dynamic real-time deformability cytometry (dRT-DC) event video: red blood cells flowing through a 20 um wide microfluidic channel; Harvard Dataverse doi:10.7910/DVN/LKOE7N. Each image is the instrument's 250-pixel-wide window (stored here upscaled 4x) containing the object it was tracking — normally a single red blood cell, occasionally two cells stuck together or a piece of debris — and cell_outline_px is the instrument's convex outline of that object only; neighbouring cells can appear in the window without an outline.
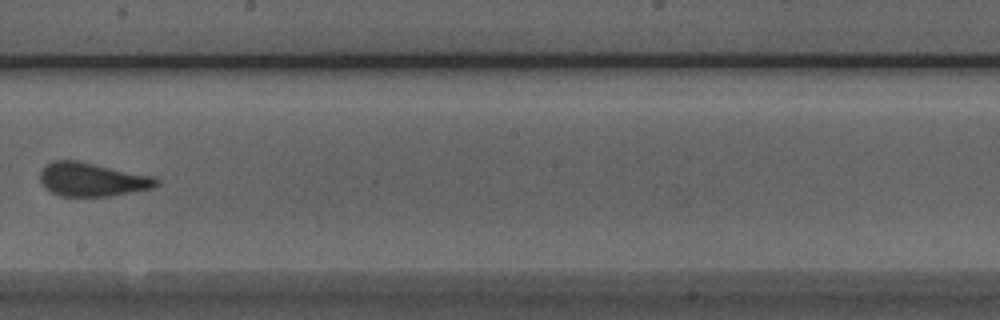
{"species": "Egyptian fruit bat (a non-hibernating species)", "species_latin": "Rousettus aegyptiacus", "temperature_condition": "room temperature", "stored_images_in_passage": 9, "camera_frame_rate_fps": 3000, "um_per_image_px": 0.085, "animal": {"sex": "male"}, "frame": {"image": 1, "passage_image": 8, "time_ms": 2.333, "image_size_px": [1000, 320], "cell_outline_px": [[160, 180], [152, 188], [108, 196], [60, 196], [44, 188], [40, 184], [40, 172], [52, 160], [76, 160], [152, 176]], "centroid_in_image_um": [7.77, 15.26], "position_along_channel_um": 240.4, "area_um2": 22.54}}
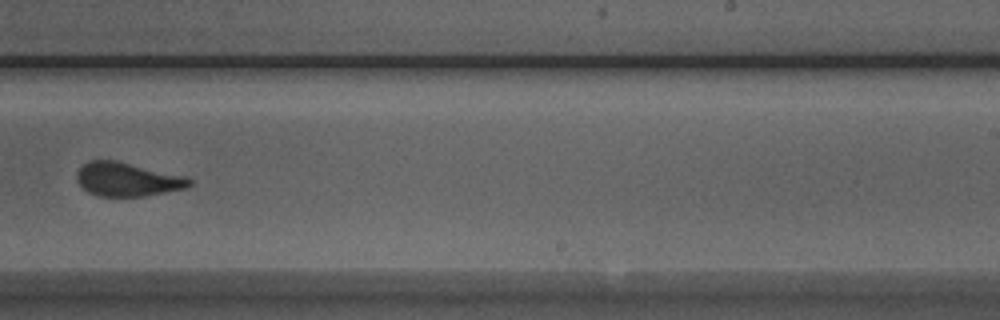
{"frame": {"image": 2, "passage_image": 9, "time_ms": 2.667, "image_size_px": [1000, 320], "cell_outline_px": [[192, 184], [188, 188], [144, 196], [96, 196], [88, 192], [76, 180], [76, 172], [88, 160], [116, 160], [188, 176], [192, 180]], "centroid_in_image_um": [10.86, 15.24], "position_along_channel_um": 278.1, "area_um2": 22.43}}